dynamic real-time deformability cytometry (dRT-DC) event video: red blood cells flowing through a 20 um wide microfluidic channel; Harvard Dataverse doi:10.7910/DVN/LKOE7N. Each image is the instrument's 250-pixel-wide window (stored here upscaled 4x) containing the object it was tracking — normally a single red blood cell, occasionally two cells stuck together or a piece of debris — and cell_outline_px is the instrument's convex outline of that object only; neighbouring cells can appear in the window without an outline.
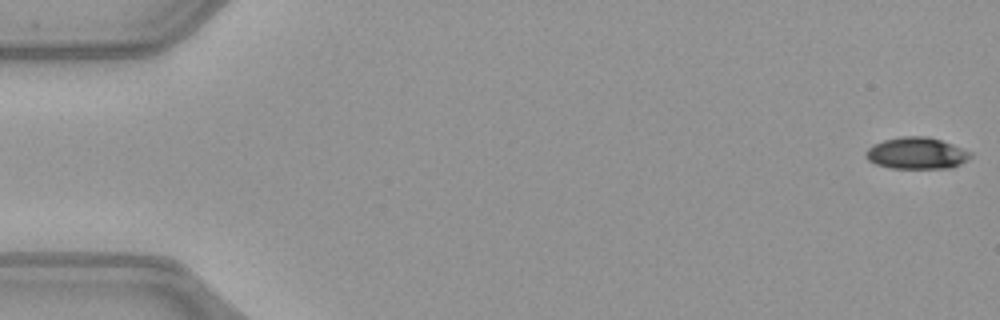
{"species": "common noctule bat (a hibernating species)", "species_latin": "Nyctalus noctula", "temperature_condition": "warm", "stored_images_in_passage": 51, "camera_frame_rate_fps": 3000, "um_per_image_px": 0.085, "animal": {"sex": "female", "body_mass_g": 21.9}, "frame": {"image": 1, "passage_image": 1, "time_ms": 0.0, "image_size_px": [1000, 320], "cell_outline_px": [[972, 156], [968, 160], [952, 168], [892, 168], [876, 164], [868, 160], [864, 156], [864, 152], [872, 144], [884, 140], [900, 136], [928, 136], [952, 144], [972, 152]], "centroid_in_image_um": [77.9, 13.02], "position_along_channel_um": 7.1, "area_um2": 19.48}}
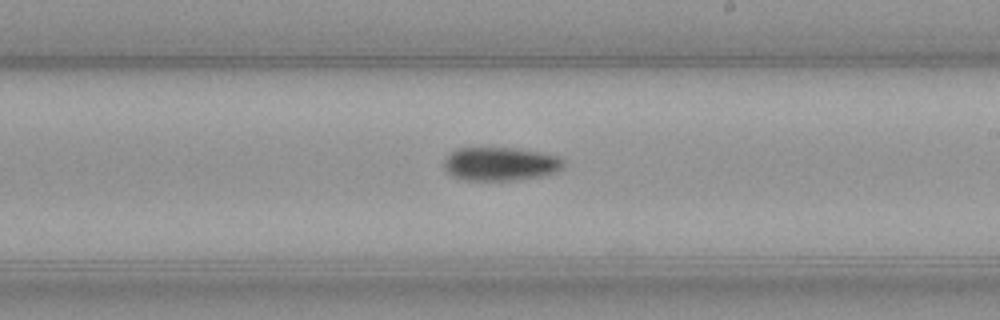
{"frame": {"image": 2, "passage_image": 30, "time_ms": 9.667, "image_size_px": [1000, 320], "cell_outline_px": [[564, 164], [556, 172], [540, 176], [516, 180], [464, 180], [452, 176], [444, 168], [444, 160], [456, 148], [512, 148], [540, 152], [556, 156], [564, 160]], "centroid_in_image_um": [42.51, 13.94], "position_along_channel_um": 246.5, "area_um2": 23.18}}
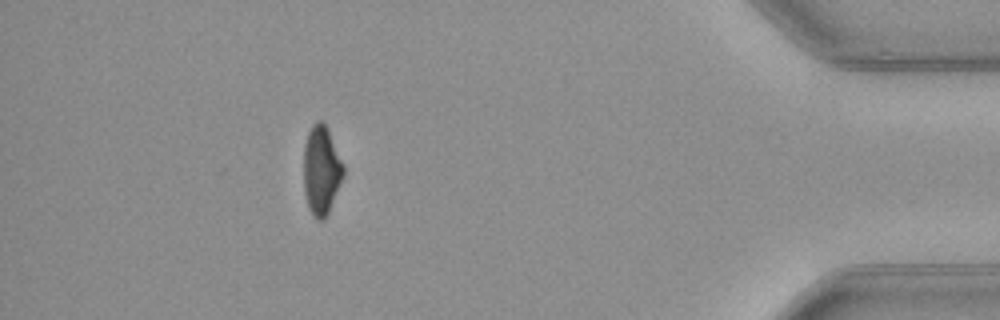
{"frame": {"image": 3, "passage_image": 46, "time_ms": 15.0, "image_size_px": [1000, 320], "cell_outline_px": [[344, 176], [328, 212], [324, 220], [316, 220], [312, 216], [308, 208], [304, 192], [304, 144], [308, 132], [312, 124], [316, 120], [320, 120], [328, 128], [344, 164]], "centroid_in_image_um": [27.31, 14.47], "position_along_channel_um": 407.9, "area_um2": 20.87}, "authors_computed_cell_mechanics": {"area_um2": 21.7906, "velocity_mm_per_s": 4.0537, "shape_relaxation_time_tau1_ms": 4.0103, "shape_relaxation_time_tau2_ms": null, "deformation_change_tau1": 0.1353, "deformation_change_tau2": null}}